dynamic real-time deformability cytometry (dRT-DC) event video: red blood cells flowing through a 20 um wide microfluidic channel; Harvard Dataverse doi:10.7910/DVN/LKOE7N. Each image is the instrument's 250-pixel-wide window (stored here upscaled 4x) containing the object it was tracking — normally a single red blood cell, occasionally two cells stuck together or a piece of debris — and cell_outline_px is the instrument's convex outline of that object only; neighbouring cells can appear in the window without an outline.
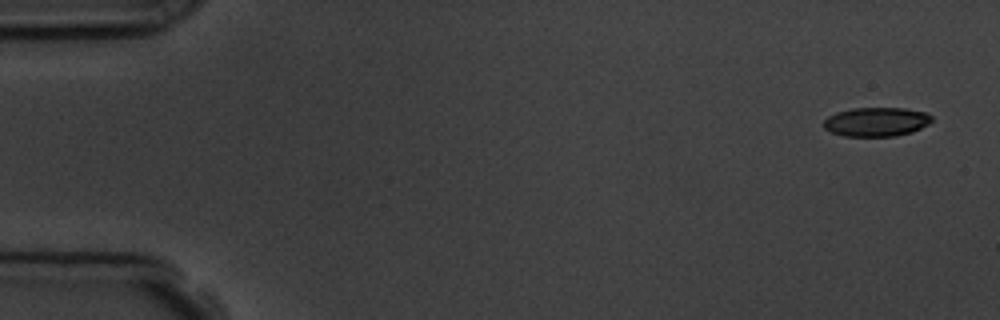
{"species": "common noctule bat (a hibernating species)", "species_latin": "Nyctalus noctula", "temperature_condition": "room temperature", "stored_images_in_passage": 6, "segment_of_instrument_passage": [1, 2], "camera_frame_rate_fps": 3000, "um_per_image_px": 0.085, "animal": {"sex": "male", "body_mass_g": 19.5, "forearm_length_mm": 54.6}, "frame": {"image": 1, "passage_image": 1, "time_ms": 0.0, "image_size_px": [1000, 320], "cell_outline_px": [[932, 120], [928, 124], [912, 132], [896, 136], [844, 136], [832, 132], [824, 128], [824, 120], [828, 116], [836, 112], [852, 108], [904, 108], [924, 112], [932, 116]], "centroid_in_image_um": [74.48, 10.35], "position_along_channel_um": 10.5, "area_um2": 18.26}}
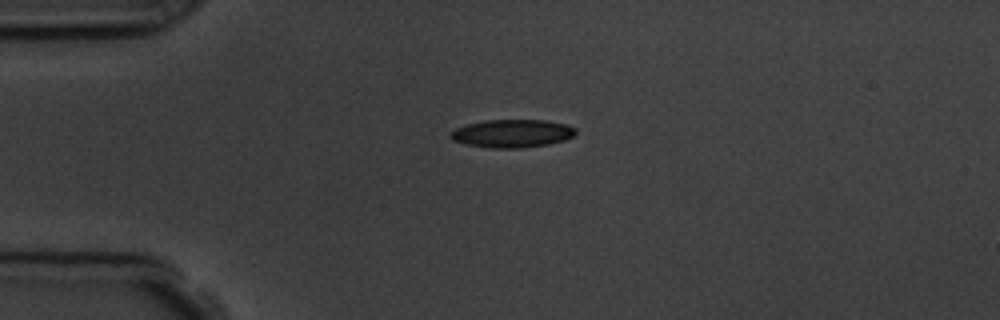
{"frame": {"image": 2, "passage_image": 4, "time_ms": 3.667, "image_size_px": [1000, 320], "cell_outline_px": [[576, 132], [572, 136], [564, 140], [548, 144], [520, 148], [488, 148], [464, 144], [452, 140], [448, 136], [456, 128], [468, 124], [484, 120], [548, 120], [568, 124], [576, 128]], "centroid_in_image_um": [43.53, 11.34], "position_along_channel_um": 41.5, "area_um2": 20.58}}